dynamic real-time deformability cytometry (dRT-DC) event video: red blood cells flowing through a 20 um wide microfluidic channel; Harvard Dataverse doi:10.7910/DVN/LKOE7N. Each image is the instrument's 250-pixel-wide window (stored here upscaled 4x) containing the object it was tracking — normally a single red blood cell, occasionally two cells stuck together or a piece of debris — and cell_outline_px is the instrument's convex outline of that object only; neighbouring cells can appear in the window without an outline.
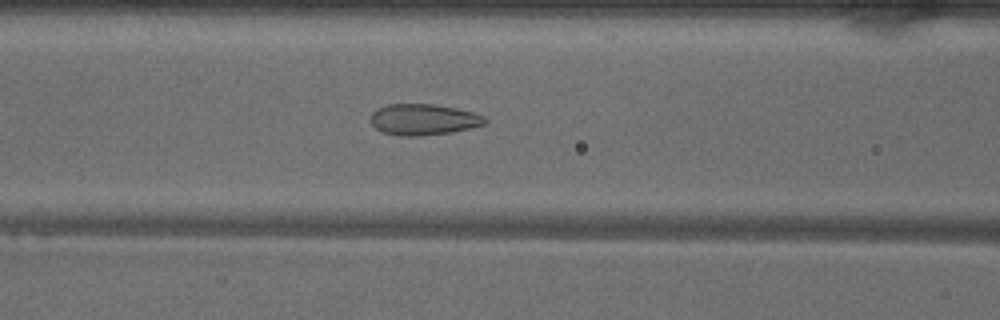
{"species": "common noctule bat (a hibernating species)", "species_latin": "Nyctalus noctula", "temperature_condition": "warm", "stored_images_in_passage": 48, "camera_frame_rate_fps": 3000, "um_per_image_px": 0.085, "animal": {"sex": "male", "body_mass_g": 18.8}, "frame": {"image": 1, "passage_image": 18, "time_ms": 5.667, "image_size_px": [1000, 320], "cell_outline_px": [[488, 120], [484, 124], [452, 132], [420, 136], [400, 136], [384, 132], [376, 128], [368, 120], [372, 112], [376, 108], [388, 104], [432, 104], [456, 108], [472, 112], [484, 116]], "centroid_in_image_um": [35.95, 10.15], "position_along_channel_um": 130.7, "area_um2": 20.75}}
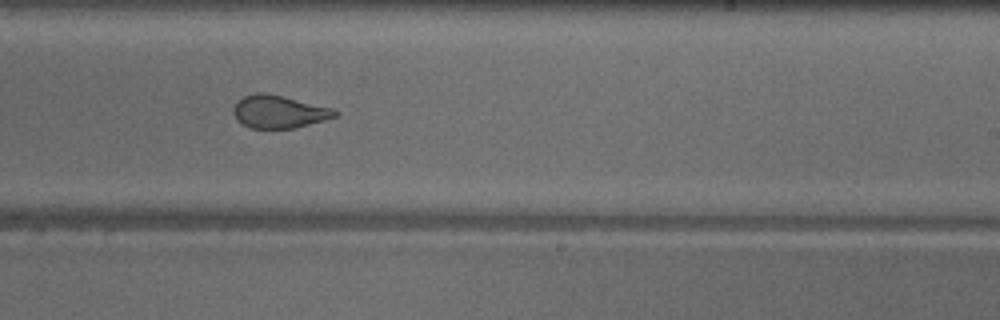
{"frame": {"image": 2, "passage_image": 28, "time_ms": 9.0, "image_size_px": [1000, 320], "cell_outline_px": [[340, 112], [336, 116], [324, 120], [296, 128], [248, 128], [236, 120], [232, 112], [232, 108], [244, 96], [256, 92], [264, 92], [284, 96], [332, 108]], "centroid_in_image_um": [23.69, 9.5], "position_along_channel_um": 265.3, "area_um2": 19.48}}
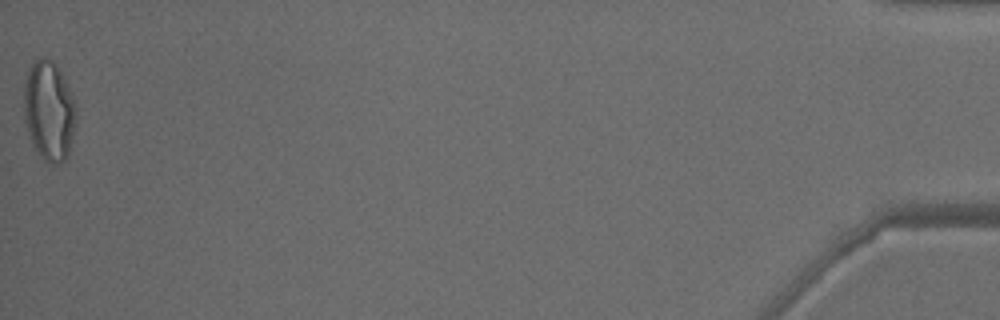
{"frame": {"image": 3, "passage_image": 48, "time_ms": 15.667, "image_size_px": [1000, 320], "cell_outline_px": [[76, 124], [68, 156], [64, 160], [56, 164], [52, 164], [44, 160], [32, 144], [24, 124], [24, 84], [28, 72], [32, 64], [36, 60], [44, 56], [52, 60], [56, 64], [68, 88], [72, 100]], "centroid_in_image_um": [4.13, 9.45], "position_along_channel_um": 431.1, "area_um2": 30.0}, "authors_computed_cell_mechanics": {"area_um2": 22.1085, "velocity_mm_per_s": 4.0495, "shape_relaxation_time_tau1_ms": null, "shape_relaxation_time_tau2_ms": 0.854, "deformation_change_tau1": null, "deformation_change_tau2": 0.0807}}